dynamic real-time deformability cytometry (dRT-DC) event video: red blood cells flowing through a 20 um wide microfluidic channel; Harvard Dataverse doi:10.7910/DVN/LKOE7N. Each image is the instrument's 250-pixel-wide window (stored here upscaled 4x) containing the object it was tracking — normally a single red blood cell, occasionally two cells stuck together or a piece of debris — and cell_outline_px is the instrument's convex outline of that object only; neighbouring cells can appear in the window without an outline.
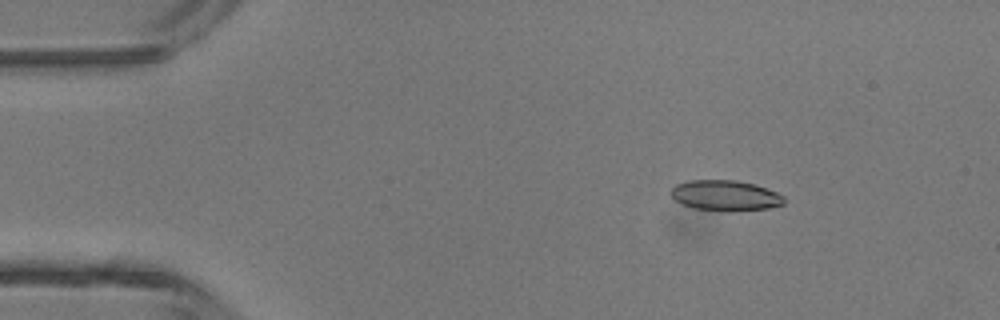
{"species": "common noctule bat (a hibernating species)", "species_latin": "Nyctalus noctula", "temperature_condition": "room temperature", "stored_images_in_passage": 3, "camera_frame_rate_fps": 3000, "um_per_image_px": 0.085, "animal": {"sex": "male", "body_mass_g": 13.3}, "frame": {"image": 1, "passage_image": 1, "time_ms": 0.0, "image_size_px": [1000, 320], "cell_outline_px": [[784, 204], [768, 208], [692, 208], [676, 200], [668, 192], [676, 184], [688, 180], [736, 180], [752, 184], [776, 192], [784, 196]], "centroid_in_image_um": [61.6, 16.56], "position_along_channel_um": 23.4, "area_um2": 19.02}}
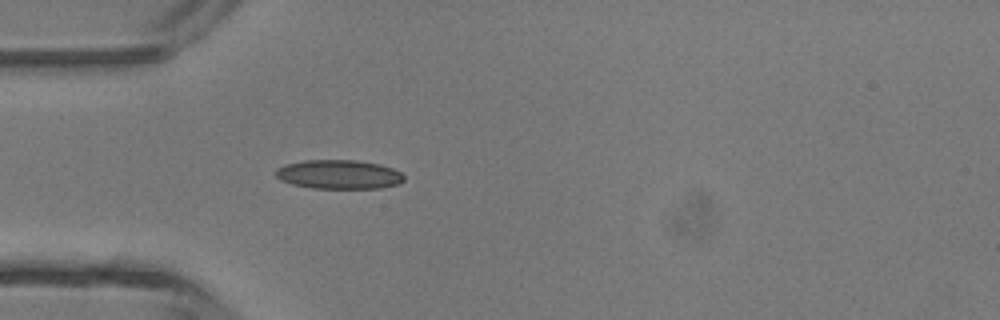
{"frame": {"image": 2, "passage_image": 3, "time_ms": 0.667, "image_size_px": [1000, 320], "cell_outline_px": [[404, 180], [400, 184], [380, 188], [312, 188], [292, 184], [280, 180], [276, 176], [276, 168], [284, 164], [304, 160], [356, 160], [380, 164], [392, 168], [400, 172], [404, 176]], "centroid_in_image_um": [28.8, 14.82], "position_along_channel_um": 56.2, "area_um2": 21.85}}